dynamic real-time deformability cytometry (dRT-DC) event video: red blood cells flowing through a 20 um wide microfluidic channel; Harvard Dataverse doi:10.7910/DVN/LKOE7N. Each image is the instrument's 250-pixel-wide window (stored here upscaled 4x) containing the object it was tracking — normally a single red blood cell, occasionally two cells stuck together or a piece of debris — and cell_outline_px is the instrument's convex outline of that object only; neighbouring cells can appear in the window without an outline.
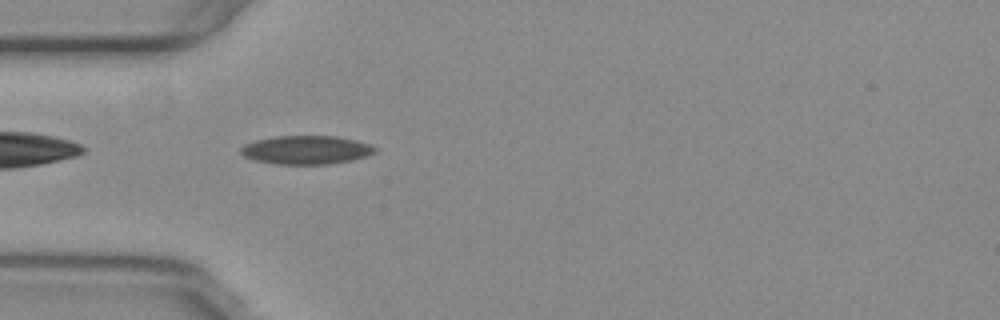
{"species": "common noctule bat (a hibernating species)", "species_latin": "Nyctalus noctula", "temperature_condition": "warm", "stored_images_in_passage": 40, "camera_frame_rate_fps": 3000, "um_per_image_px": 0.085, "animal": {"sex": "female", "body_mass_g": 29.2, "forearm_length_mm": 56.3}, "frame": {"image": 1, "passage_image": 2, "time_ms": 0.333, "image_size_px": [1000, 320], "cell_outline_px": [[376, 152], [352, 160], [328, 164], [276, 164], [256, 160], [244, 156], [240, 152], [240, 148], [244, 144], [256, 140], [272, 136], [336, 136], [356, 140], [368, 144], [376, 148]], "centroid_in_image_um": [26.0, 12.73], "position_along_channel_um": 59.0, "area_um2": 22.25}}
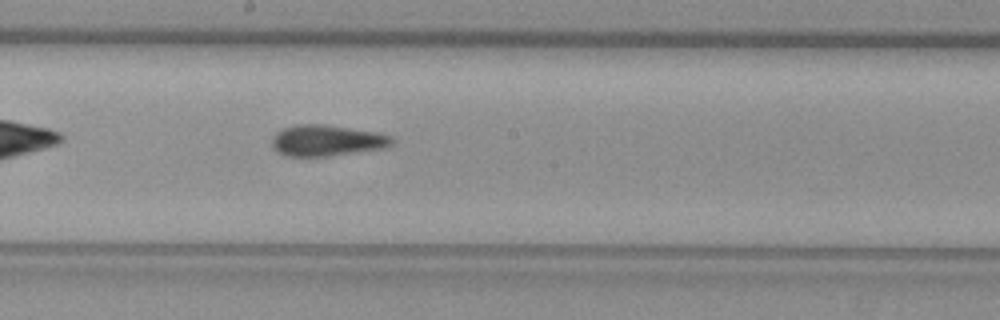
{"frame": {"image": 2, "passage_image": 15, "time_ms": 4.667, "image_size_px": [1000, 320], "cell_outline_px": [[396, 140], [392, 144], [384, 148], [328, 156], [288, 156], [276, 152], [272, 148], [272, 136], [276, 132], [284, 128], [296, 124], [324, 124], [376, 132], [392, 136]], "centroid_in_image_um": [27.76, 11.94], "position_along_channel_um": 220.4, "area_um2": 21.85}}
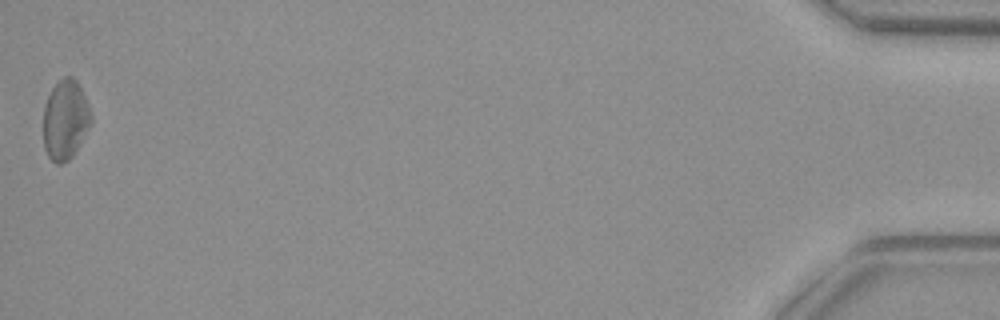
{"frame": {"image": 3, "passage_image": 40, "time_ms": 13.0, "image_size_px": [1000, 320], "cell_outline_px": [[92, 120], [72, 156], [68, 160], [60, 164], [56, 164], [48, 156], [44, 148], [44, 104], [52, 88], [64, 76], [72, 76], [76, 80], [88, 104], [92, 116]], "centroid_in_image_um": [5.53, 10.17], "position_along_channel_um": 429.7, "area_um2": 21.79}, "authors_computed_cell_mechanics": {"area_um2": 21.6461, "velocity_mm_per_s": 3.7795, "shape_relaxation_time_tau1_ms": null, "shape_relaxation_time_tau2_ms": 2.9326, "deformation_change_tau1": null, "deformation_change_tau2": 0.1007}}